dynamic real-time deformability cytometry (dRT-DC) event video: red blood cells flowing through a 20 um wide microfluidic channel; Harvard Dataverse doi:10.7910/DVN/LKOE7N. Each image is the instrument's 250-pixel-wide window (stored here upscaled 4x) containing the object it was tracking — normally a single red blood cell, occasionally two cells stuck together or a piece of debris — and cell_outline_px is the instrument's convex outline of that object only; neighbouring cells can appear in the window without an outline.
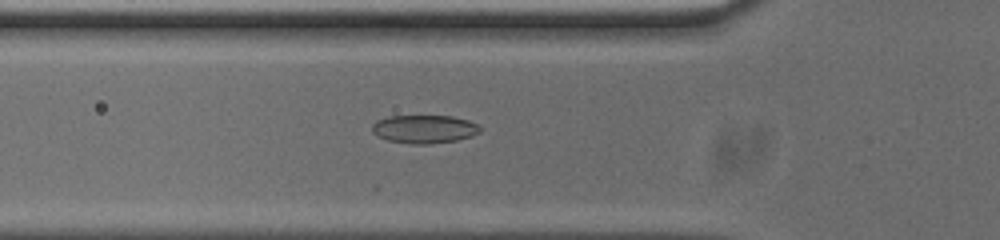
{"species": "common noctule bat (a hibernating species)", "species_latin": "Nyctalus noctula", "temperature_condition": "cold", "stored_images_in_passage": 28, "camera_frame_rate_fps": 3000, "um_per_image_px": 0.085, "animal": {"sex": "male", "body_mass_g": 20.0, "forearm_length_mm": 53.3}, "frame": {"image": 1, "passage_image": 17, "time_ms": 5.333, "image_size_px": [1000, 240], "cell_outline_px": [[480, 132], [472, 136], [456, 140], [428, 144], [412, 144], [388, 140], [376, 136], [372, 132], [372, 124], [376, 120], [388, 116], [452, 116], [468, 120], [476, 124], [480, 128]], "centroid_in_image_um": [36.03, 10.97], "position_along_channel_um": 89.8, "area_um2": 17.8}}
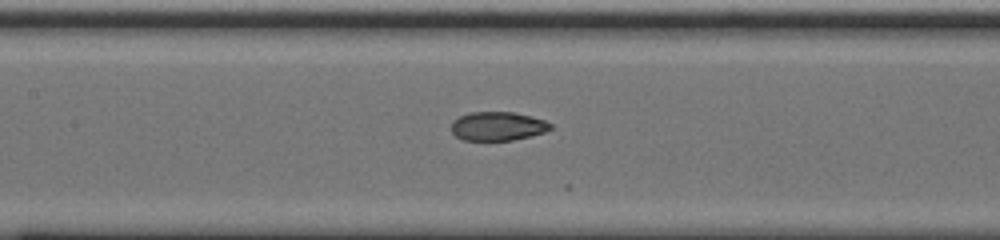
{"frame": {"image": 2, "passage_image": 23, "time_ms": 7.333, "image_size_px": [1000, 240], "cell_outline_px": [[552, 128], [544, 132], [512, 140], [464, 140], [456, 136], [452, 132], [452, 120], [468, 112], [516, 112], [532, 116], [544, 120], [552, 124]], "centroid_in_image_um": [42.3, 10.71], "position_along_channel_um": 165.1, "area_um2": 16.65}}
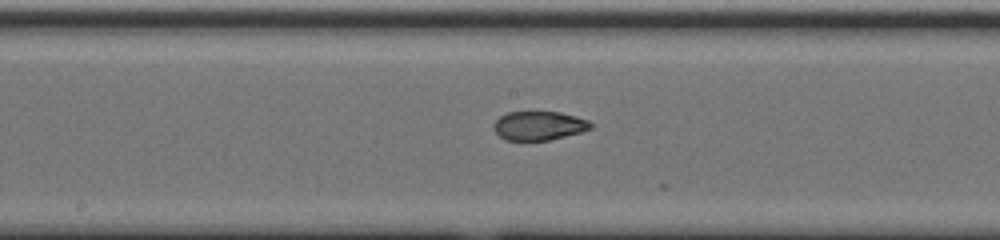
{"frame": {"image": 3, "passage_image": 26, "time_ms": 8.333, "image_size_px": [1000, 240], "cell_outline_px": [[592, 128], [580, 132], [548, 140], [504, 140], [492, 128], [492, 124], [500, 116], [508, 112], [560, 112], [576, 116], [588, 120], [592, 124]], "centroid_in_image_um": [45.78, 10.68], "position_along_channel_um": 202.4, "area_um2": 16.3}}